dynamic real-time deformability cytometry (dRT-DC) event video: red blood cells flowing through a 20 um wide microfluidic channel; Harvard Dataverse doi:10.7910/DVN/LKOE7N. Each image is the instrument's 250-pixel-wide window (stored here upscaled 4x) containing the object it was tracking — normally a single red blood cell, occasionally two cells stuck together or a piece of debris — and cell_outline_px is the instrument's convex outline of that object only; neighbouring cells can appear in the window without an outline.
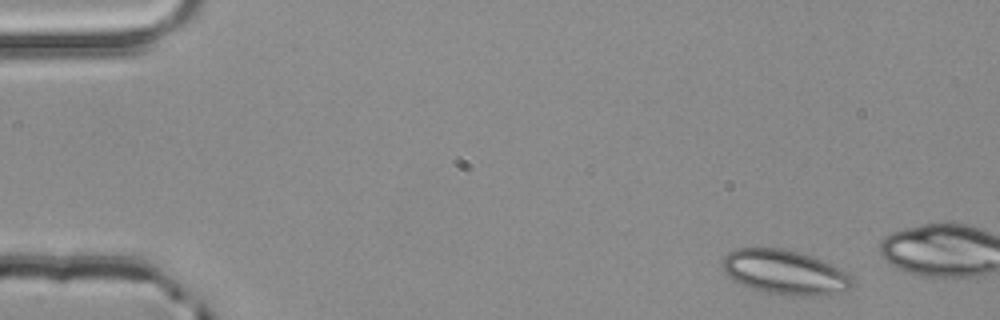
{"species": "common noctule bat (a hibernating species)", "species_latin": "Nyctalus noctula", "temperature_condition": "room temperature", "stored_images_in_passage": 3, "camera_frame_rate_fps": 3000, "um_per_image_px": 0.085, "animal": {"sex": "male", "body_mass_g": 20.4}, "frame": {"image": 1, "passage_image": 1, "time_ms": 0.0, "image_size_px": [1000, 320], "cell_outline_px": [[852, 284], [844, 292], [816, 296], [800, 296], [760, 292], [748, 288], [732, 280], [724, 272], [720, 264], [724, 256], [728, 252], [736, 248], [784, 248], [800, 252], [812, 256], [832, 264], [848, 276], [852, 280]], "centroid_in_image_um": [66.63, 23.14], "position_along_channel_um": 18.4, "area_um2": 33.93}}